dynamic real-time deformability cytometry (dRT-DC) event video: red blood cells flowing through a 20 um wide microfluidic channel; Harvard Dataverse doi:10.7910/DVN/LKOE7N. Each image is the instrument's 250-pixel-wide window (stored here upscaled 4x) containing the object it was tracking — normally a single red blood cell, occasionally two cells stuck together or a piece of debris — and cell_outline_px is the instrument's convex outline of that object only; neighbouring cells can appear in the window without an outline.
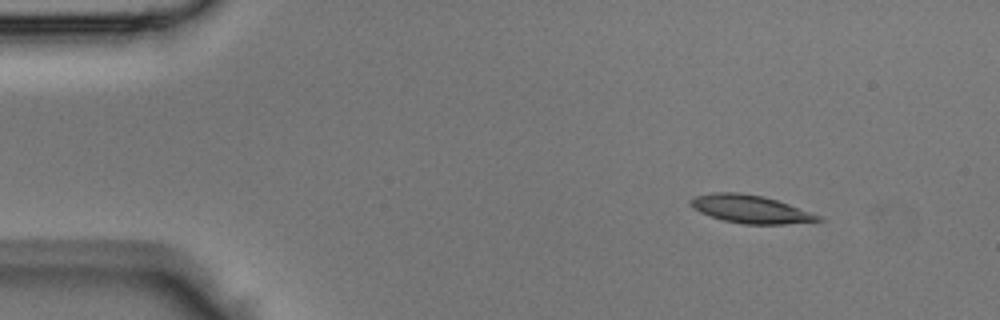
{"species": "Egyptian fruit bat (a non-hibernating species)", "species_latin": "Rousettus aegyptiacus", "temperature_condition": "room temperature", "stored_images_in_passage": 39, "camera_frame_rate_fps": 3000, "um_per_image_px": 0.085, "animal": {"sex": "male"}, "frame": {"image": 1, "passage_image": 1, "time_ms": 0.0, "image_size_px": [1000, 320], "cell_outline_px": [[824, 220], [784, 224], [744, 224], [724, 220], [700, 212], [692, 208], [688, 204], [688, 200], [692, 196], [712, 192], [740, 192], [764, 196], [788, 204], [820, 216]], "centroid_in_image_um": [63.7, 17.75], "position_along_channel_um": 21.3, "area_um2": 20.75}}
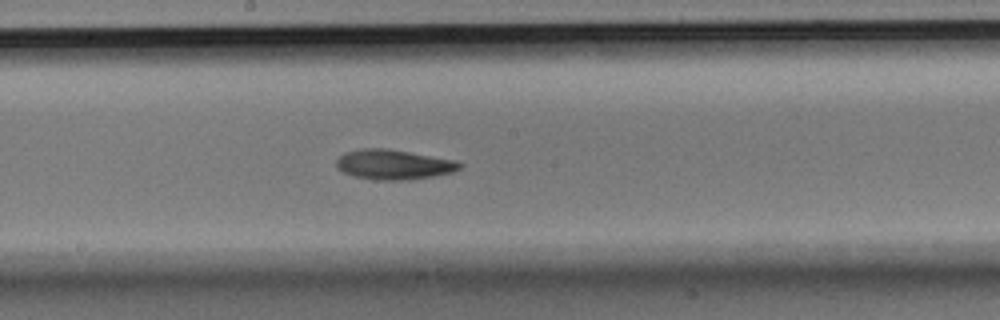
{"frame": {"image": 2, "passage_image": 19, "time_ms": 6.0, "image_size_px": [1000, 320], "cell_outline_px": [[464, 164], [460, 168], [452, 172], [432, 176], [408, 180], [372, 180], [352, 176], [336, 168], [336, 160], [344, 152], [360, 148], [388, 148], [456, 160]], "centroid_in_image_um": [33.43, 13.98], "position_along_channel_um": 214.8, "area_um2": 21.73}}
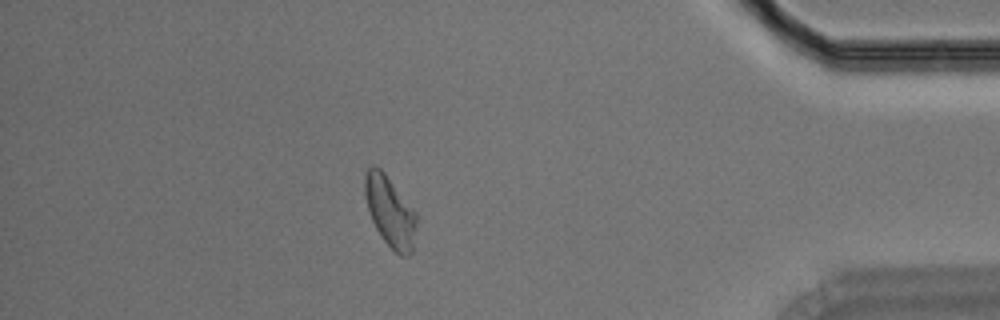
{"frame": {"image": 3, "passage_image": 34, "time_ms": 11.0, "image_size_px": [1000, 320], "cell_outline_px": [[416, 224], [412, 252], [408, 256], [400, 256], [384, 240], [376, 228], [372, 220], [368, 208], [364, 192], [364, 176], [368, 168], [372, 164], [380, 168], [384, 172], [416, 212]], "centroid_in_image_um": [33.14, 17.96], "position_along_channel_um": 402.1, "area_um2": 20.98}}